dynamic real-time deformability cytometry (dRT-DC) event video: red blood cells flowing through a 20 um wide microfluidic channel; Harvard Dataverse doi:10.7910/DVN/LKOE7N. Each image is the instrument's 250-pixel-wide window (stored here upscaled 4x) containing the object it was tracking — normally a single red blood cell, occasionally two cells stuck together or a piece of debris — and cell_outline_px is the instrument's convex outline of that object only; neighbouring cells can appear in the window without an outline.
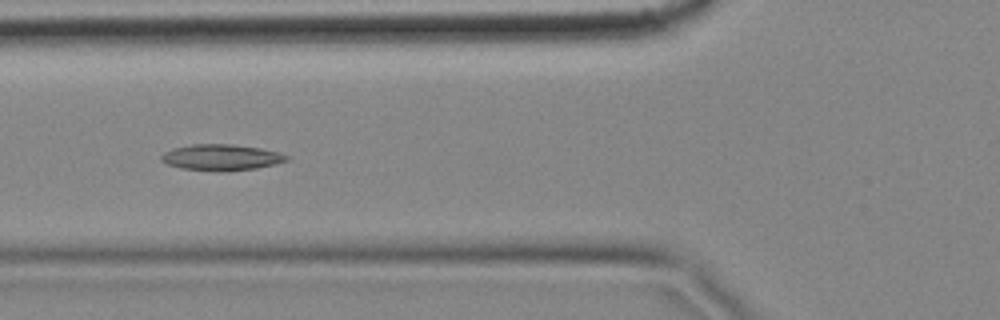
{"species": "common noctule bat (a hibernating species)", "species_latin": "Nyctalus noctula", "temperature_condition": "cold", "stored_images_in_passage": 10, "camera_frame_rate_fps": 3000, "um_per_image_px": 0.085, "animal": {"sex": "female", "body_mass_g": 18.4}, "frame": {"image": 1, "passage_image": 5, "time_ms": 1.333, "image_size_px": [1000, 320], "cell_outline_px": [[292, 156], [288, 160], [276, 164], [256, 168], [224, 172], [216, 172], [180, 168], [168, 164], [160, 160], [160, 156], [164, 152], [172, 148], [192, 144], [232, 144], [260, 148], [280, 152]], "centroid_in_image_um": [18.83, 13.38], "position_along_channel_um": 107.0, "area_um2": 19.42}}
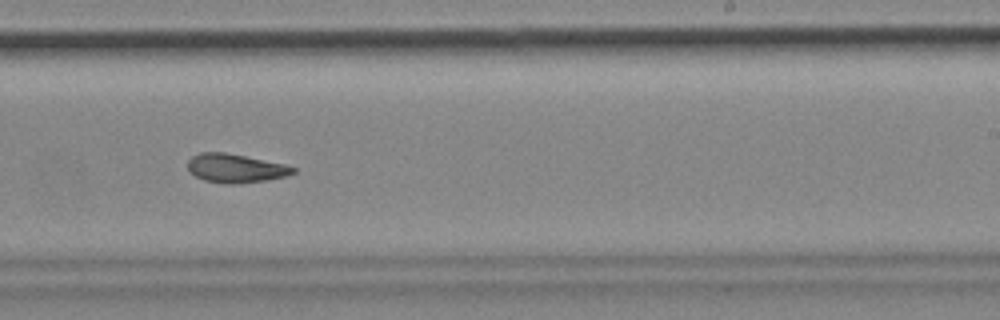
{"frame": {"image": 2, "passage_image": 9, "time_ms": 2.667, "image_size_px": [1000, 320], "cell_outline_px": [[296, 172], [288, 176], [268, 180], [236, 184], [224, 184], [204, 180], [188, 172], [188, 160], [192, 156], [200, 152], [224, 152], [284, 164], [296, 168]], "centroid_in_image_um": [20.01, 14.31], "position_along_channel_um": 269.0, "area_um2": 17.74}}
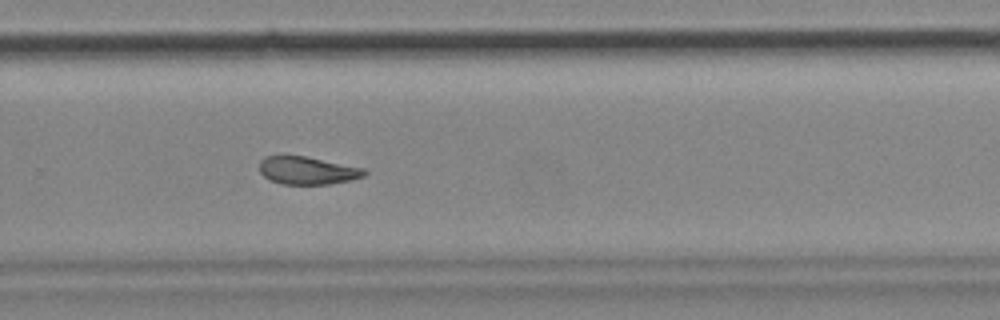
{"frame": {"image": 3, "passage_image": 10, "time_ms": 3.0, "image_size_px": [1000, 320], "cell_outline_px": [[368, 172], [364, 176], [348, 180], [328, 184], [284, 184], [272, 180], [264, 176], [260, 172], [260, 160], [268, 156], [284, 152], [364, 168]], "centroid_in_image_um": [26.08, 14.45], "position_along_channel_um": 303.7, "area_um2": 17.17}}